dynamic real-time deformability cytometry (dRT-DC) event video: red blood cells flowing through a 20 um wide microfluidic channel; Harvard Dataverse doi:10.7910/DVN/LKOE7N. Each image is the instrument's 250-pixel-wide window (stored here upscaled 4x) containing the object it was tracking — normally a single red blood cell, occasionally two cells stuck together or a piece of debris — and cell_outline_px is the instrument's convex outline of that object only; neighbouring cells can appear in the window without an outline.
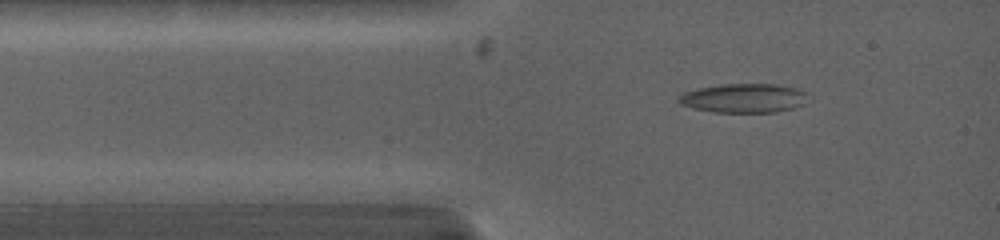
{"species": "common noctule bat (a hibernating species)", "species_latin": "Nyctalus noctula", "temperature_condition": "warm", "stored_images_in_passage": 8, "camera_frame_rate_fps": 5000, "um_per_image_px": 0.085, "animal": {"sex": "female", "body_mass_g": 19.0, "forearm_length_mm": 53.3}, "frame": {"image": 1, "passage_image": 2, "time_ms": 0.6, "image_size_px": [1000, 240], "cell_outline_px": [[804, 104], [792, 108], [776, 112], [712, 112], [692, 108], [680, 104], [676, 100], [676, 96], [684, 92], [700, 88], [720, 84], [776, 84], [796, 88], [804, 92]], "centroid_in_image_um": [63.13, 8.34], "position_along_channel_um": 21.9, "area_um2": 21.85}}
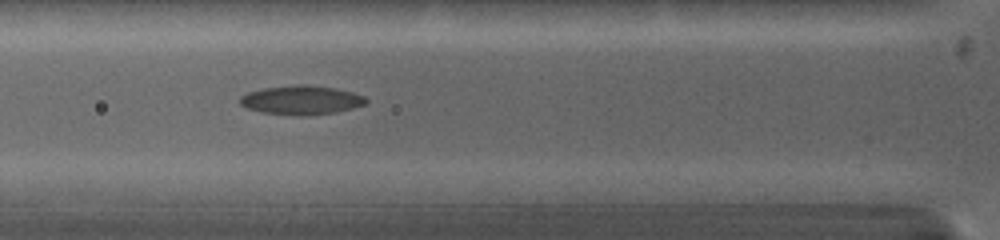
{"frame": {"image": 2, "passage_image": 7, "time_ms": 3.2, "image_size_px": [1000, 240], "cell_outline_px": [[368, 100], [364, 104], [352, 108], [336, 112], [308, 116], [260, 112], [248, 108], [240, 104], [240, 96], [248, 92], [264, 88], [296, 84], [304, 84], [332, 88], [352, 92], [364, 96]], "centroid_in_image_um": [25.6, 8.5], "position_along_channel_um": 100.2, "area_um2": 21.15}}